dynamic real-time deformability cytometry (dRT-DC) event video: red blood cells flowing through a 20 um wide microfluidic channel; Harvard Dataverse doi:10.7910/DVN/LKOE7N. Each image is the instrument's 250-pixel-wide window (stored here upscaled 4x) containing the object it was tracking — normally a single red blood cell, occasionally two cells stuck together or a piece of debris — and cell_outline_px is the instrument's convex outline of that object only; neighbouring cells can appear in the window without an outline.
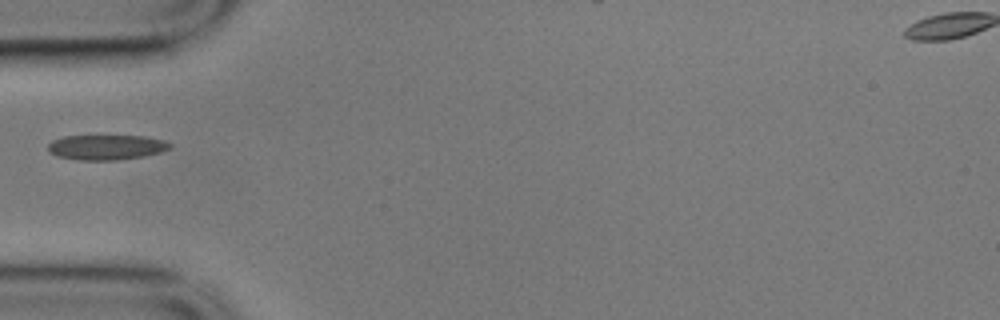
{"species": "common noctule bat (a hibernating species)", "species_latin": "Nyctalus noctula", "temperature_condition": "cold", "stored_images_in_passage": 14, "camera_frame_rate_fps": 3000, "um_per_image_px": 0.085, "animal": {"sex": "male", "body_mass_g": 17.9}, "frame": {"image": 1, "passage_image": 1, "time_ms": 0.0, "image_size_px": [1000, 320], "cell_outline_px": [[172, 148], [160, 152], [144, 156], [116, 160], [80, 160], [56, 156], [48, 152], [48, 144], [52, 140], [64, 136], [144, 136], [164, 140], [172, 144]], "centroid_in_image_um": [9.03, 12.51], "position_along_channel_um": 76.0, "area_um2": 17.86}}
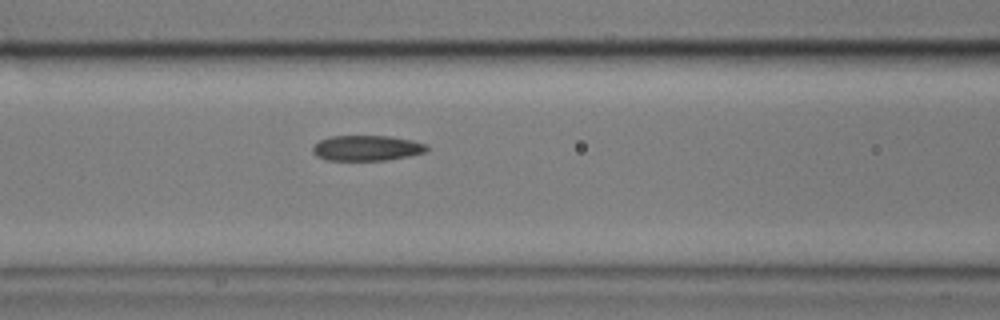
{"frame": {"image": 2, "passage_image": 6, "time_ms": 1.667, "image_size_px": [1000, 320], "cell_outline_px": [[428, 148], [424, 152], [408, 156], [388, 160], [328, 160], [316, 156], [312, 152], [312, 148], [320, 140], [328, 136], [392, 136], [412, 140], [428, 144]], "centroid_in_image_um": [31.18, 12.58], "position_along_channel_um": 135.4, "area_um2": 16.94}}
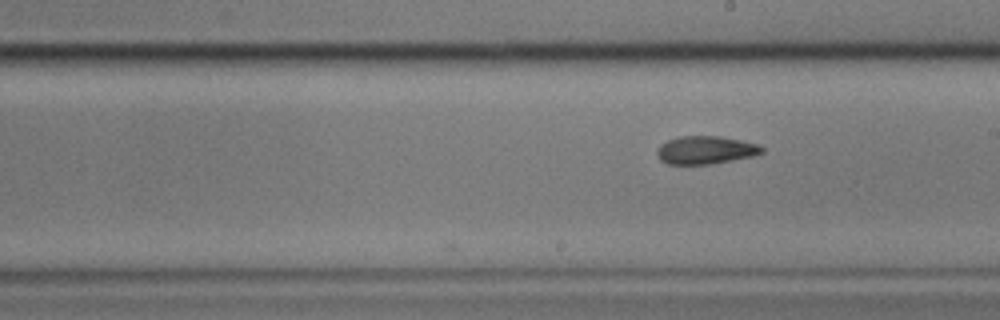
{"frame": {"image": 3, "passage_image": 14, "time_ms": 4.333, "image_size_px": [1000, 320], "cell_outline_px": [[764, 152], [752, 156], [712, 164], [668, 164], [660, 160], [656, 152], [660, 144], [668, 140], [680, 136], [720, 136], [740, 140], [756, 144], [764, 148]], "centroid_in_image_um": [59.95, 12.75], "position_along_channel_um": 229.0, "area_um2": 17.05}}